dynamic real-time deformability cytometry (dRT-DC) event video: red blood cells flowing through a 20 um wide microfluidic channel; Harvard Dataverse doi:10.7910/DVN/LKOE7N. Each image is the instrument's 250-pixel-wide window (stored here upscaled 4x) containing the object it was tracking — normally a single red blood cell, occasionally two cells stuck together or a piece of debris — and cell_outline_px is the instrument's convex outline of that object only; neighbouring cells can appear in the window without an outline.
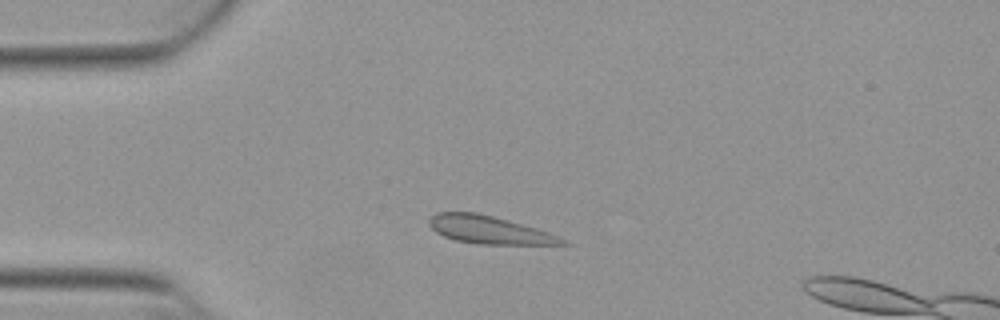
{"species": "Egyptian fruit bat (a non-hibernating species)", "species_latin": "Rousettus aegyptiacus", "temperature_condition": "warm", "stored_images_in_passage": 43, "camera_frame_rate_fps": 3000, "um_per_image_px": 0.085, "animal": {"sex": "female"}, "frame": {"image": 1, "passage_image": 2, "time_ms": 0.333, "image_size_px": [1000, 320], "cell_outline_px": [[572, 244], [476, 244], [456, 240], [444, 236], [436, 232], [428, 224], [428, 220], [436, 212], [476, 212], [508, 220], [536, 228], [548, 232]], "centroid_in_image_um": [41.53, 19.53], "position_along_channel_um": 43.5, "area_um2": 21.33}}
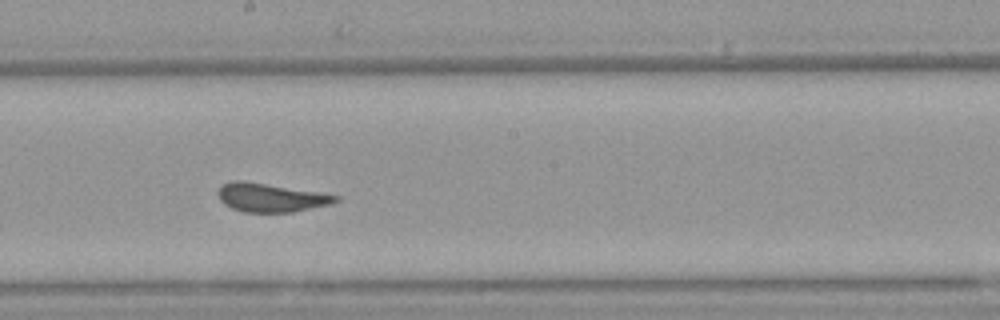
{"frame": {"image": 2, "passage_image": 18, "time_ms": 5.667, "image_size_px": [1000, 320], "cell_outline_px": [[340, 200], [332, 204], [292, 212], [244, 212], [232, 208], [224, 204], [220, 200], [216, 192], [224, 184], [236, 180], [244, 180], [340, 196]], "centroid_in_image_um": [23.01, 16.8], "position_along_channel_um": 225.2, "area_um2": 19.48}}
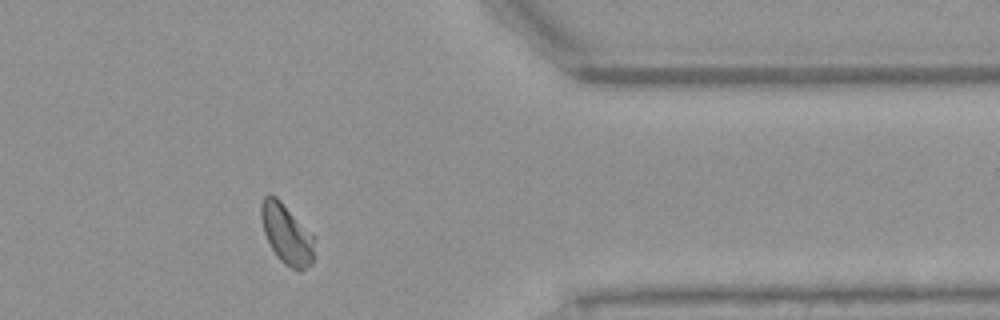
{"frame": {"image": 3, "passage_image": 32, "time_ms": 10.333, "image_size_px": [1000, 320], "cell_outline_px": [[316, 236], [312, 264], [300, 272], [284, 264], [276, 256], [264, 232], [260, 216], [260, 204], [264, 196], [276, 196]], "centroid_in_image_um": [24.4, 19.91], "position_along_channel_um": 387.0, "area_um2": 18.9}}